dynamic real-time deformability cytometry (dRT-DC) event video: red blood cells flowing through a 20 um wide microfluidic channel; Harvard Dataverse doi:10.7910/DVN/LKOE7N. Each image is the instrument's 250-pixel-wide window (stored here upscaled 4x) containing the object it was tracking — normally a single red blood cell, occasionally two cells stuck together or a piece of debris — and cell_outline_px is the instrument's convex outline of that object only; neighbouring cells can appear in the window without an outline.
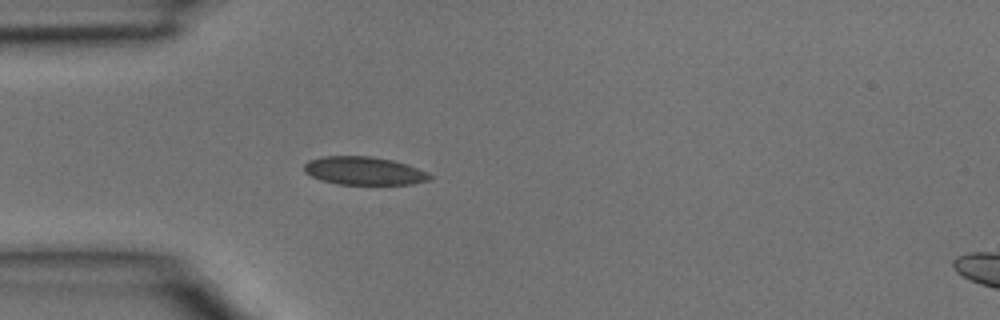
{"species": "common noctule bat (a hibernating species)", "species_latin": "Nyctalus noctula", "temperature_condition": "room temperature", "stored_images_in_passage": 19, "camera_frame_rate_fps": 3000, "um_per_image_px": 0.085, "animal": {"sex": "male", "body_mass_g": 15.6}, "frame": {"image": 1, "passage_image": 1, "time_ms": 0.0, "image_size_px": [1000, 320], "cell_outline_px": [[432, 180], [412, 184], [336, 184], [320, 180], [304, 172], [304, 164], [308, 160], [320, 156], [372, 156], [392, 160], [408, 164], [428, 172], [432, 176]], "centroid_in_image_um": [30.95, 14.51], "position_along_channel_um": 54.1, "area_um2": 20.87}}
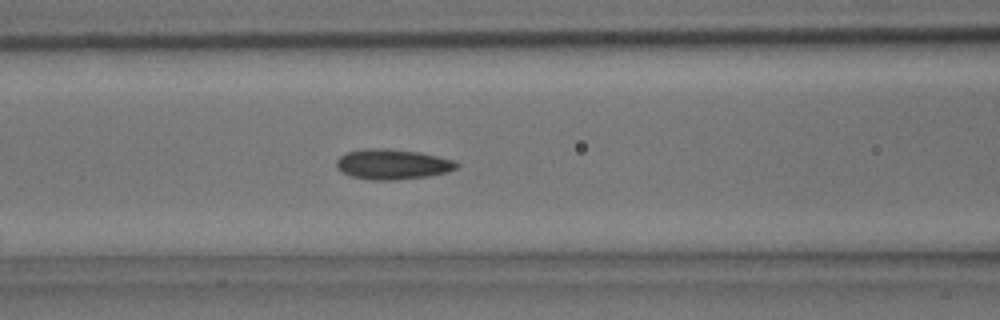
{"frame": {"image": 2, "passage_image": 6, "time_ms": 1.667, "image_size_px": [1000, 320], "cell_outline_px": [[460, 164], [456, 168], [448, 172], [428, 176], [392, 180], [372, 180], [352, 176], [340, 172], [336, 168], [336, 160], [340, 156], [348, 152], [364, 148], [388, 148], [420, 152], [452, 160]], "centroid_in_image_um": [33.33, 13.96], "position_along_channel_um": 133.3, "area_um2": 21.21}}